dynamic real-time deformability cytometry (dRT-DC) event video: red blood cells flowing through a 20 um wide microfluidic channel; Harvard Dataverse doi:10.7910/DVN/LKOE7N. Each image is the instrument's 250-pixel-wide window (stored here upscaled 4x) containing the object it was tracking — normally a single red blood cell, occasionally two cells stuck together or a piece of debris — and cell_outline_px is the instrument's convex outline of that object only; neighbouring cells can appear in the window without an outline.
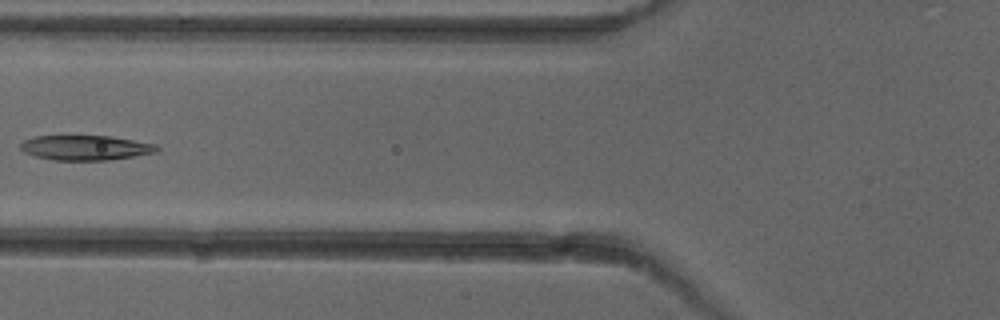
{"species": "common noctule bat (a hibernating species)", "species_latin": "Nyctalus noctula", "temperature_condition": "cold", "stored_images_in_passage": 6, "camera_frame_rate_fps": 3000, "um_per_image_px": 0.085, "animal": {"sex": "female"}, "frame": {"image": 1, "passage_image": 5, "time_ms": 4.667, "image_size_px": [1000, 320], "cell_outline_px": [[160, 148], [156, 152], [108, 160], [52, 160], [36, 156], [24, 152], [20, 148], [20, 144], [24, 140], [36, 136], [108, 136], [156, 144]], "centroid_in_image_um": [7.25, 12.56], "position_along_channel_um": 118.6, "area_um2": 19.54}}
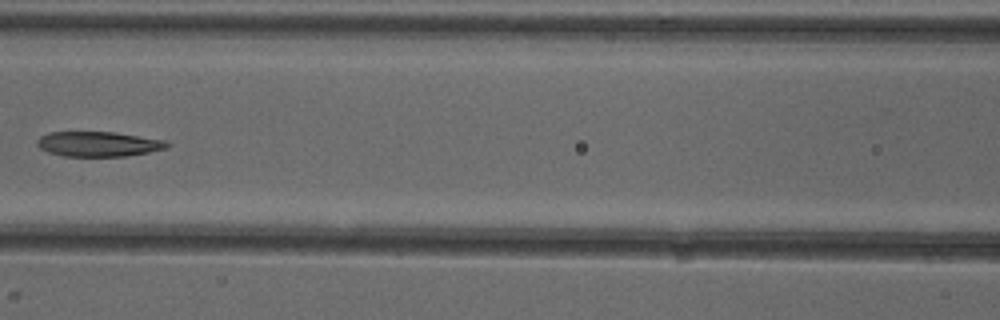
{"frame": {"image": 2, "passage_image": 6, "time_ms": 5.667, "image_size_px": [1000, 320], "cell_outline_px": [[172, 144], [168, 148], [128, 156], [64, 156], [48, 152], [40, 148], [36, 144], [36, 140], [40, 136], [52, 132], [116, 132], [168, 140]], "centroid_in_image_um": [8.43, 12.24], "position_along_channel_um": 158.2, "area_um2": 19.13}}